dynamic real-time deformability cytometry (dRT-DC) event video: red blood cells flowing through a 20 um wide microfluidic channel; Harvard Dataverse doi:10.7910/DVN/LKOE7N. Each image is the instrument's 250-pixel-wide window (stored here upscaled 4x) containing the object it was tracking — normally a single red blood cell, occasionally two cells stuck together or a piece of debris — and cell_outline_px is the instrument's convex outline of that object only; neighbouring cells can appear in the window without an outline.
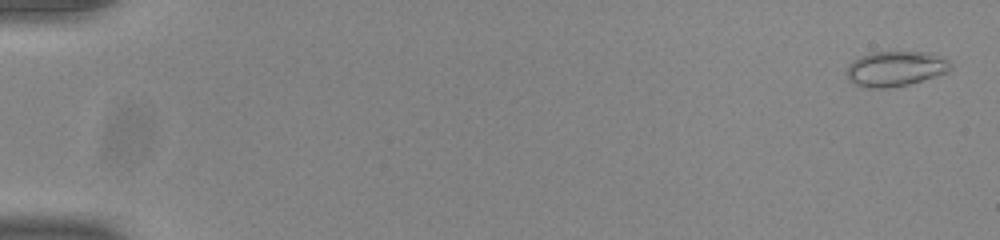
{"species": "common noctule bat (a hibernating species)", "species_latin": "Nyctalus noctula", "temperature_condition": "room temperature", "stored_images_in_passage": 54, "camera_frame_rate_fps": 3000, "um_per_image_px": 0.085, "animal": {"sex": "male", "body_mass_g": 20.0, "forearm_length_mm": 53.3}, "frame": {"image": 1, "passage_image": 2, "time_ms": 0.333, "image_size_px": [1000, 240], "cell_outline_px": [[952, 68], [948, 72], [936, 76], [908, 84], [888, 88], [864, 88], [848, 80], [844, 72], [848, 64], [852, 60], [860, 56], [872, 52], [932, 52], [944, 56], [952, 64]], "centroid_in_image_um": [76.1, 5.83], "position_along_channel_um": 8.9, "area_um2": 21.73}}
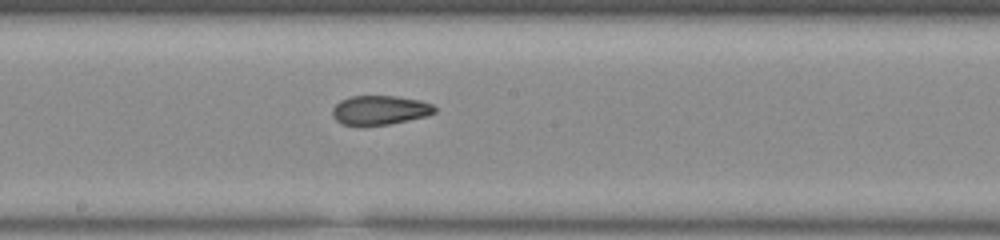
{"frame": {"image": 2, "passage_image": 31, "time_ms": 10.0, "image_size_px": [1000, 240], "cell_outline_px": [[436, 112], [424, 116], [408, 120], [388, 124], [360, 128], [340, 124], [332, 116], [332, 108], [340, 100], [348, 96], [396, 96], [420, 100], [432, 104], [436, 108]], "centroid_in_image_um": [32.21, 9.39], "position_along_channel_um": 216.0, "area_um2": 17.92}}
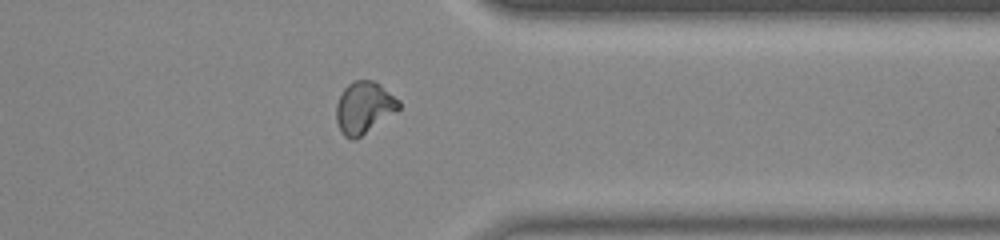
{"frame": {"image": 3, "passage_image": 44, "time_ms": 14.333, "image_size_px": [1000, 240], "cell_outline_px": [[400, 108], [396, 112], [360, 136], [352, 140], [344, 136], [340, 132], [336, 120], [336, 104], [344, 88], [352, 80], [372, 80], [380, 84], [400, 100]], "centroid_in_image_um": [30.93, 9.13], "position_along_channel_um": 380.5, "area_um2": 18.9}, "authors_computed_cell_mechanics": {"area_um2": 18.207, "velocity_mm_per_s": 3.8984, "shape_relaxation_time_tau1_ms": 8.087, "shape_relaxation_time_tau2_ms": 1.7199, "deformation_change_tau1": 0.2293, "deformation_change_tau2": 0.0819}}